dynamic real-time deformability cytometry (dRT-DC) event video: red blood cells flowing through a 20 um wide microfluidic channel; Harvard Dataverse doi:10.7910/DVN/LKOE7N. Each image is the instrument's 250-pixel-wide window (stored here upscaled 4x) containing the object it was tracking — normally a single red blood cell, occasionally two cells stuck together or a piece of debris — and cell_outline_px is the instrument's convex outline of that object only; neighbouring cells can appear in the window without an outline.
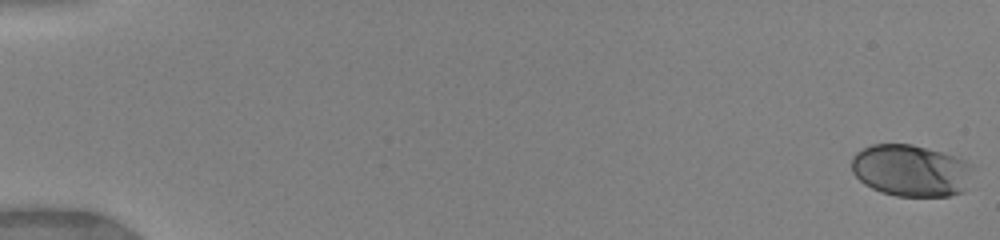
{"species": "human", "species_latin": "Homo sapiens", "temperature_condition": "warm", "stored_images_in_passage": 7, "camera_frame_rate_fps": 3000, "um_per_image_px": 0.085, "donor": {"sex": "female"}, "frame": {"image": 1, "passage_image": 1, "time_ms": 0.0, "image_size_px": [1000, 240], "cell_outline_px": [[972, 164], [964, 192], [948, 196], [896, 196], [880, 192], [864, 184], [852, 172], [852, 156], [856, 152], [872, 144], [912, 144], [940, 152], [964, 160]], "centroid_in_image_um": [77.38, 14.5], "position_along_channel_um": 7.6, "area_um2": 36.41}}
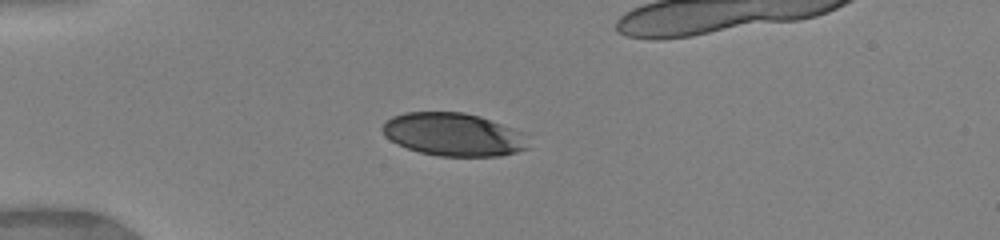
{"frame": {"image": 2, "passage_image": 6, "time_ms": 4.667, "image_size_px": [1000, 240], "cell_outline_px": [[528, 148], [516, 152], [500, 156], [440, 156], [420, 152], [396, 144], [384, 136], [380, 128], [392, 116], [404, 112], [464, 112], [480, 116], [524, 132]], "centroid_in_image_um": [38.52, 11.43], "position_along_channel_um": 46.5, "area_um2": 36.65}}